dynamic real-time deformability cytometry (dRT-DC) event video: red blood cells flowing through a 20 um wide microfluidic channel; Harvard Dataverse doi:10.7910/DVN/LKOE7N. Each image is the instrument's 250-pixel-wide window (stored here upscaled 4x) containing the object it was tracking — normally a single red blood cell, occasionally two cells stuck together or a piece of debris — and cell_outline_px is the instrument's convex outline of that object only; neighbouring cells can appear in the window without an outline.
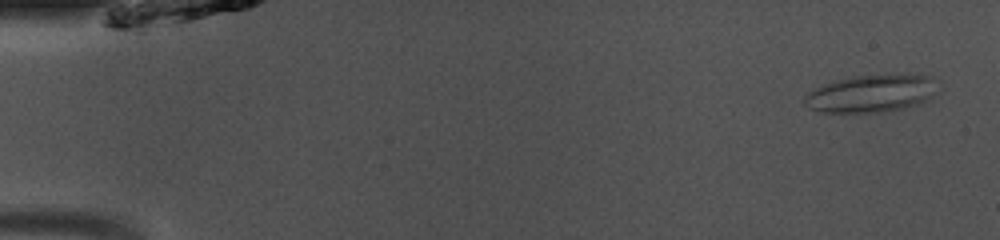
{"species": "common noctule bat (a hibernating species)", "species_latin": "Nyctalus noctula", "temperature_condition": "room temperature", "stored_images_in_passage": 49, "camera_frame_rate_fps": 3000, "um_per_image_px": 0.085, "animal": {"sex": "male", "body_mass_g": 13.0, "forearm_length_mm": 53.1}, "frame": {"image": 1, "passage_image": 3, "time_ms": 0.667, "image_size_px": [1000, 240], "cell_outline_px": [[940, 92], [928, 100], [920, 104], [904, 108], [884, 112], [824, 112], [808, 108], [804, 104], [804, 96], [808, 92], [816, 88], [836, 80], [856, 76], [928, 76], [940, 80]], "centroid_in_image_um": [74.14, 7.97], "position_along_channel_um": 10.9, "area_um2": 29.07}}
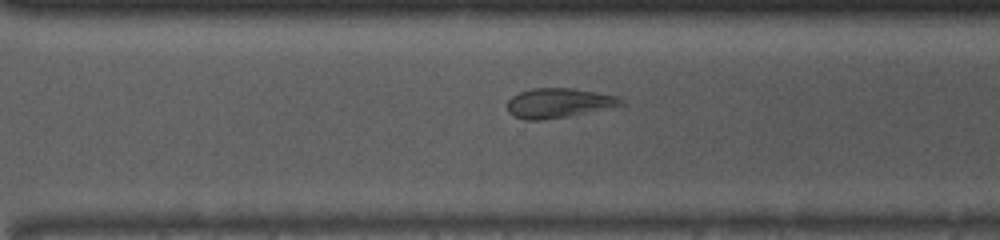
{"frame": {"image": 2, "passage_image": 35, "time_ms": 11.333, "image_size_px": [1000, 240], "cell_outline_px": [[624, 104], [568, 116], [540, 120], [524, 120], [512, 116], [508, 112], [508, 100], [512, 96], [520, 92], [532, 88], [572, 88], [596, 92], [616, 96], [624, 100]], "centroid_in_image_um": [47.43, 8.75], "position_along_channel_um": 323.2, "area_um2": 19.42}}
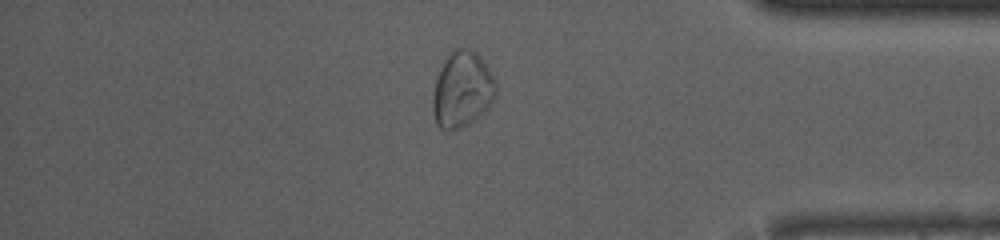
{"frame": {"image": 3, "passage_image": 42, "time_ms": 13.667, "image_size_px": [1000, 240], "cell_outline_px": [[496, 96], [488, 108], [484, 112], [460, 128], [440, 128], [436, 124], [432, 112], [432, 96], [436, 80], [440, 68], [444, 60], [456, 48], [468, 48], [476, 52], [480, 56], [496, 80]], "centroid_in_image_um": [39.29, 7.59], "position_along_channel_um": 395.9, "area_um2": 27.74}, "authors_computed_cell_mechanics": {"area_um2": 21.4438, "velocity_mm_per_s": 4.0741, "shape_relaxation_time_tau1_ms": null, "shape_relaxation_time_tau2_ms": 5.3475, "deformation_change_tau1": null, "deformation_change_tau2": 0.1235}}